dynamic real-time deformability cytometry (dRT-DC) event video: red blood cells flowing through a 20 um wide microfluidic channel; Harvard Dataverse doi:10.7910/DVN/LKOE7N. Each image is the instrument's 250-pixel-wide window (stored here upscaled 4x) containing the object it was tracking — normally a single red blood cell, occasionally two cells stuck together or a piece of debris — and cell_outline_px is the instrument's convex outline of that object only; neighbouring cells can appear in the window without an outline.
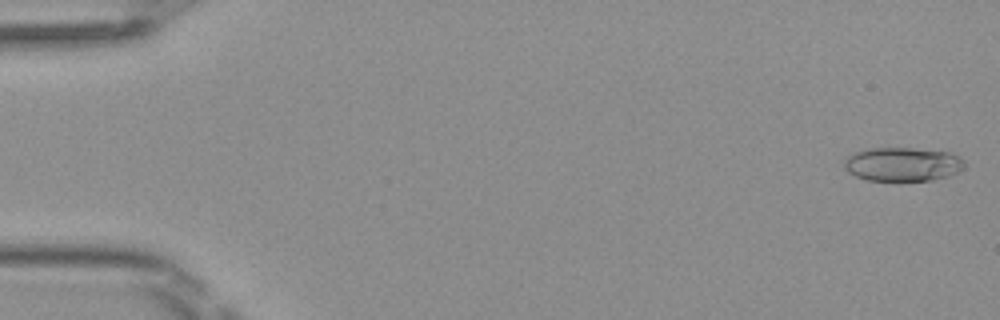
{"species": "Egyptian fruit bat (a non-hibernating species)", "species_latin": "Rousettus aegyptiacus", "temperature_condition": "room temperature", "stored_images_in_passage": 49, "camera_frame_rate_fps": 3000, "um_per_image_px": 0.085, "frame": {"image": 1, "passage_image": 1, "time_ms": 0.0, "image_size_px": [1000, 320], "cell_outline_px": [[964, 168], [960, 172], [948, 176], [932, 180], [868, 180], [856, 176], [848, 172], [844, 168], [844, 160], [848, 156], [856, 152], [868, 148], [912, 148], [948, 152], [960, 156], [964, 160]], "centroid_in_image_um": [76.74, 13.96], "position_along_channel_um": 8.3, "area_um2": 23.76}}
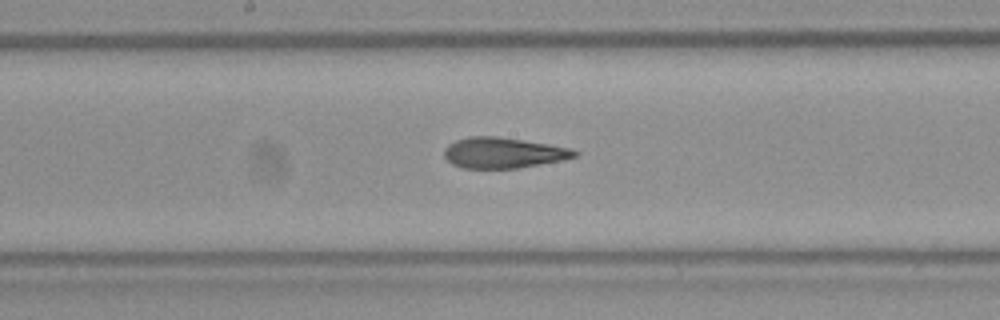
{"frame": {"image": 2, "passage_image": 26, "time_ms": 8.333, "image_size_px": [1000, 320], "cell_outline_px": [[580, 152], [576, 156], [564, 160], [516, 168], [464, 168], [452, 164], [444, 156], [444, 148], [448, 144], [456, 140], [468, 136], [496, 136], [548, 144], [572, 148]], "centroid_in_image_um": [42.78, 12.98], "position_along_channel_um": 205.4, "area_um2": 23.29}}
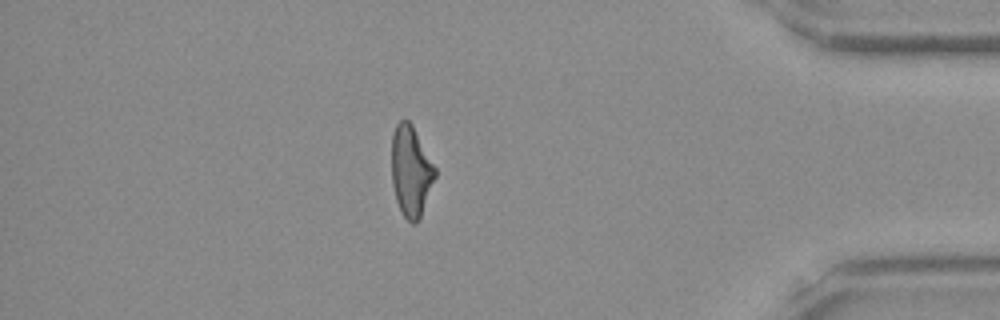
{"frame": {"image": 3, "passage_image": 43, "time_ms": 14.0, "image_size_px": [1000, 320], "cell_outline_px": [[436, 176], [420, 216], [416, 224], [412, 224], [404, 216], [396, 200], [392, 184], [392, 132], [396, 124], [400, 120], [408, 120], [412, 124], [436, 168]], "centroid_in_image_um": [34.92, 14.52], "position_along_channel_um": 400.3, "area_um2": 22.77}, "authors_computed_cell_mechanics": {"area_um2": 23.6402, "velocity_mm_per_s": 4.1004, "shape_relaxation_time_tau1_ms": 7.3261, "shape_relaxation_time_tau2_ms": 2.0711, "deformation_change_tau1": 0.2168, "deformation_change_tau2": 0.1162}}